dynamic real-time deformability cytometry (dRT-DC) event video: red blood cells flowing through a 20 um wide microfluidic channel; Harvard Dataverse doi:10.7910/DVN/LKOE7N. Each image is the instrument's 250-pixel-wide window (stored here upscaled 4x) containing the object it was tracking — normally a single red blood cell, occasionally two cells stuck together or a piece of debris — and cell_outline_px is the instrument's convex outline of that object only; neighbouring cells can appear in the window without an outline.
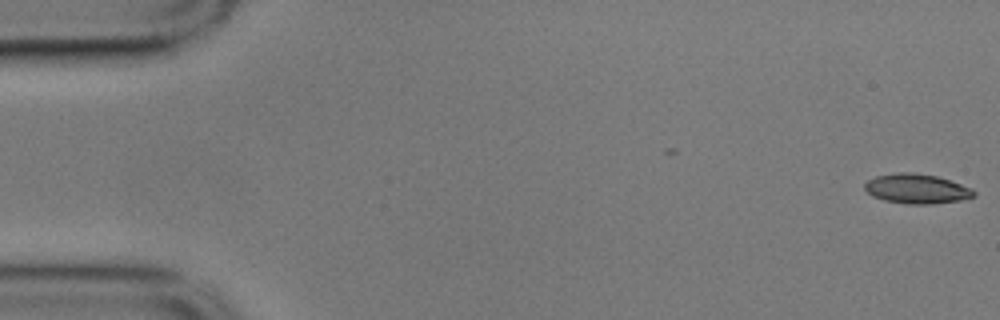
{"species": "common noctule bat (a hibernating species)", "species_latin": "Nyctalus noctula", "temperature_condition": "cold", "stored_images_in_passage": 17, "camera_frame_rate_fps": 3000, "um_per_image_px": 0.085, "animal": {"sex": "male", "body_mass_g": 17.9}, "frame": {"image": 1, "passage_image": 1, "time_ms": 0.0, "image_size_px": [1000, 320], "cell_outline_px": [[976, 196], [960, 200], [932, 204], [908, 204], [884, 200], [872, 196], [864, 188], [864, 184], [868, 180], [876, 176], [896, 172], [912, 172], [936, 176], [972, 188], [976, 192]], "centroid_in_image_um": [77.91, 16.04], "position_along_channel_um": 7.1, "area_um2": 18.84}}